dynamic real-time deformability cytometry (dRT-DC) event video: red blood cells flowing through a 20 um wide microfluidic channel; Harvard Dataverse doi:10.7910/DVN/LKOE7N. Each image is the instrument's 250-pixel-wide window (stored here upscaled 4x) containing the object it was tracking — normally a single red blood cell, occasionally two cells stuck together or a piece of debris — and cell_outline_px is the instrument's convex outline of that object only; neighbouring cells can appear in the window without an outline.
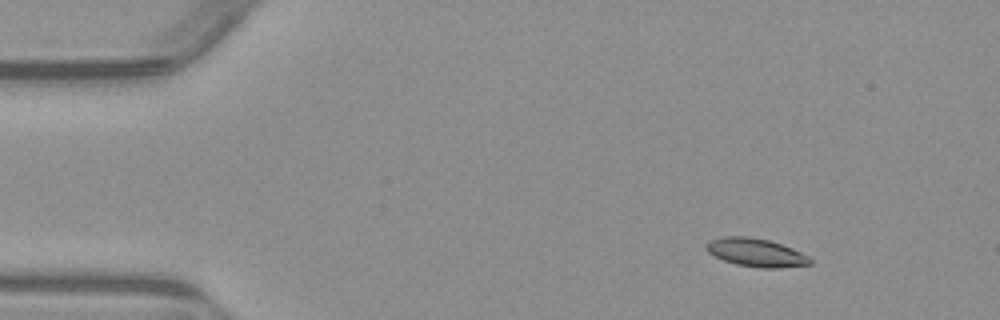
{"species": "common noctule bat (a hibernating species)", "species_latin": "Nyctalus noctula", "temperature_condition": "warm", "stored_images_in_passage": 6, "camera_frame_rate_fps": 3000, "um_per_image_px": 0.085, "animal": {"sex": "male", "body_mass_g": 23.1, "forearm_length_mm": 52.7}, "frame": {"image": 1, "passage_image": 2, "time_ms": 1.0, "image_size_px": [1000, 320], "cell_outline_px": [[812, 264], [780, 268], [760, 268], [736, 264], [724, 260], [708, 252], [704, 248], [704, 244], [708, 240], [724, 236], [748, 236], [768, 240], [792, 248], [808, 256], [812, 260]], "centroid_in_image_um": [64.23, 21.46], "position_along_channel_um": 20.8, "area_um2": 17.17}}
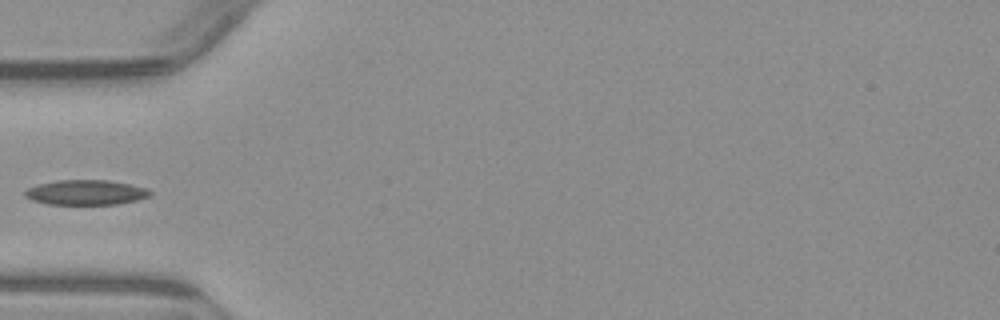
{"frame": {"image": 2, "passage_image": 5, "time_ms": 4.667, "image_size_px": [1000, 320], "cell_outline_px": [[152, 192], [148, 196], [136, 200], [116, 204], [48, 204], [32, 200], [24, 196], [24, 192], [28, 188], [40, 184], [60, 180], [108, 180], [148, 188]], "centroid_in_image_um": [7.29, 16.35], "position_along_channel_um": 77.7, "area_um2": 17.98}}
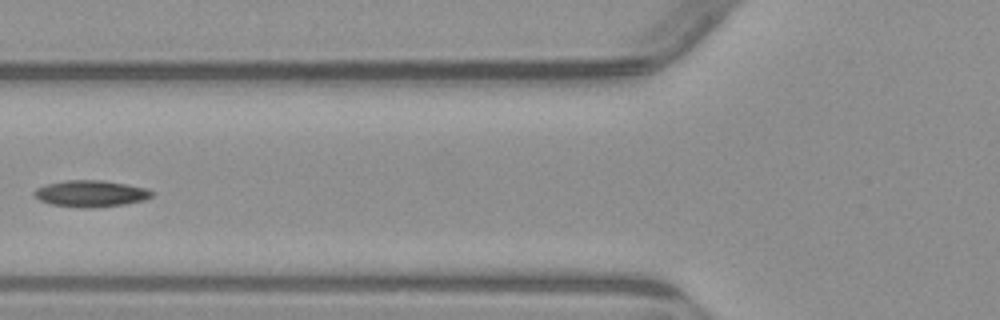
{"frame": {"image": 3, "passage_image": 6, "time_ms": 5.667, "image_size_px": [1000, 320], "cell_outline_px": [[156, 192], [152, 196], [144, 200], [124, 204], [92, 208], [88, 208], [52, 204], [40, 200], [32, 196], [32, 192], [36, 188], [48, 184], [64, 180], [104, 180], [148, 188]], "centroid_in_image_um": [7.73, 16.44], "position_along_channel_um": 118.1, "area_um2": 18.26}}